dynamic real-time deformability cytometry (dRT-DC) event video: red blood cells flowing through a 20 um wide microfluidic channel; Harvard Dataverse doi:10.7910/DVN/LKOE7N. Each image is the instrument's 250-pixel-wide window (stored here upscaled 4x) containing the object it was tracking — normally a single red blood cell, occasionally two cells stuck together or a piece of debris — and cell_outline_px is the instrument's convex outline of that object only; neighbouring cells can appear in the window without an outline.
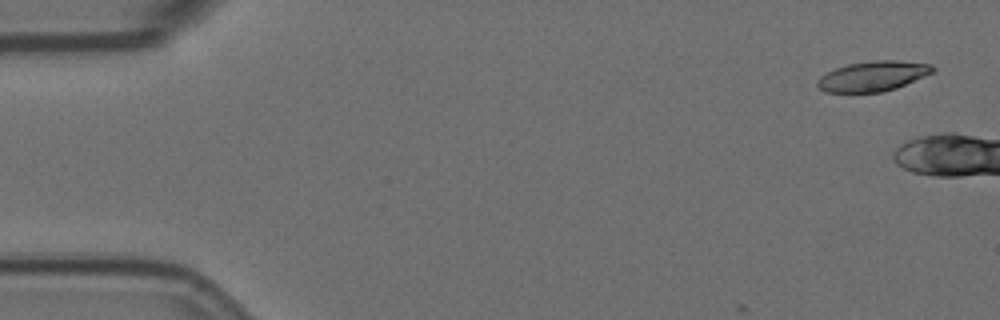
{"species": "Egyptian fruit bat (a non-hibernating species)", "species_latin": "Rousettus aegyptiacus", "temperature_condition": "room temperature", "stored_images_in_passage": 4, "camera_frame_rate_fps": 3000, "um_per_image_px": 0.085, "animal": {"sex": "female"}, "frame": {"image": 1, "passage_image": 1, "time_ms": 0.0, "image_size_px": [1000, 320], "cell_outline_px": [[936, 68], [932, 72], [924, 76], [896, 88], [880, 92], [824, 92], [816, 84], [816, 80], [820, 76], [836, 68], [848, 64], [872, 60], [900, 60], [932, 64]], "centroid_in_image_um": [74.19, 6.46], "position_along_channel_um": 10.8, "area_um2": 20.17}}